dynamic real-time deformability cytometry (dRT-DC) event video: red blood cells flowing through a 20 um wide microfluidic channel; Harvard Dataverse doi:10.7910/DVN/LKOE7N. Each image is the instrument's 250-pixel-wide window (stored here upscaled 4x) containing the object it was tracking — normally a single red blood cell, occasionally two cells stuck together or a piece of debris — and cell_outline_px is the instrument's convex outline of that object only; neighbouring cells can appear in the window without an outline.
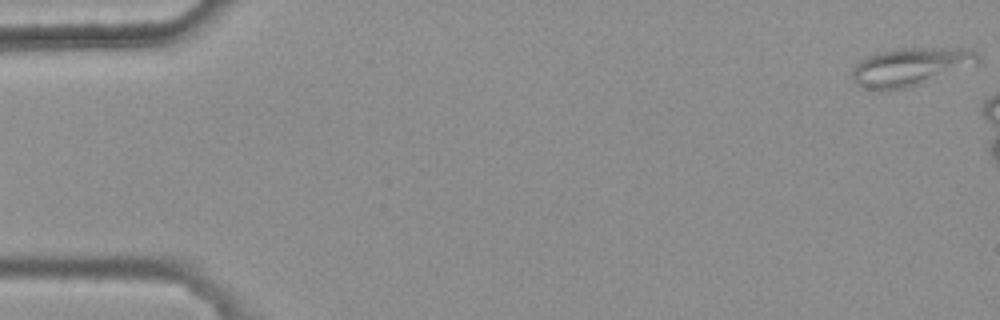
{"species": "common noctule bat (a hibernating species)", "species_latin": "Nyctalus noctula", "temperature_condition": "warm", "stored_images_in_passage": 4, "camera_frame_rate_fps": 3000, "um_per_image_px": 0.085, "animal": {"sex": "female", "body_mass_g": 25.1}, "frame": {"image": 1, "passage_image": 1, "time_ms": 0.0, "image_size_px": [1000, 320], "cell_outline_px": [[980, 64], [904, 88], [868, 88], [860, 84], [852, 76], [852, 68], [860, 60], [876, 52], [896, 48], [972, 48], [980, 56]], "centroid_in_image_um": [77.48, 5.61], "position_along_channel_um": 7.5, "area_um2": 27.46}}